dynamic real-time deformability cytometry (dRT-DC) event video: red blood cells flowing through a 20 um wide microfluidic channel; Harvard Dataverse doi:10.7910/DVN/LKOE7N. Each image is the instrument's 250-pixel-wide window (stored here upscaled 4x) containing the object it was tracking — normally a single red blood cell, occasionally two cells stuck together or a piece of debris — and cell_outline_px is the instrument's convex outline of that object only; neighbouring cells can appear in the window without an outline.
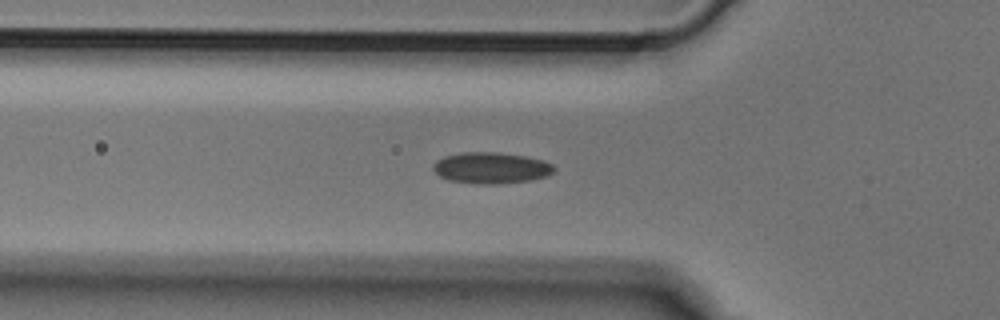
{"species": "Egyptian fruit bat (a non-hibernating species)", "species_latin": "Rousettus aegyptiacus", "temperature_condition": "cold", "stored_images_in_passage": 2, "camera_frame_rate_fps": 3000, "um_per_image_px": 0.085, "animal": {"sex": "male"}, "frame": {"image": 1, "passage_image": 2, "time_ms": 0.333, "image_size_px": [1000, 320], "cell_outline_px": [[556, 168], [548, 176], [532, 180], [496, 184], [480, 184], [448, 180], [440, 176], [432, 168], [436, 160], [444, 156], [460, 152], [500, 152], [528, 156], [544, 160], [552, 164]], "centroid_in_image_um": [41.77, 14.26], "position_along_channel_um": 84.0, "area_um2": 22.25}}